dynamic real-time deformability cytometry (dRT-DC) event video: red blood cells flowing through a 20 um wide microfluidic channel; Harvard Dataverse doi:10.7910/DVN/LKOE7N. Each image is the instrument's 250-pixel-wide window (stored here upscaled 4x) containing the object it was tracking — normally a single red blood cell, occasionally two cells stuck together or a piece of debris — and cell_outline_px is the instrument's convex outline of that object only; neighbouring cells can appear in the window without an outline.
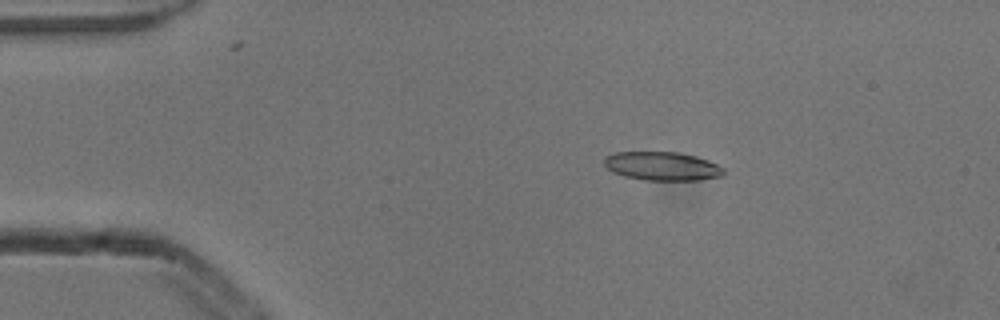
{"species": "common noctule bat (a hibernating species)", "species_latin": "Nyctalus noctula", "temperature_condition": "cold", "stored_images_in_passage": 7, "camera_frame_rate_fps": 3000, "um_per_image_px": 0.085, "animal": {"sex": "male", "body_mass_g": 13.3}, "frame": {"image": 1, "passage_image": 3, "time_ms": 0.667, "image_size_px": [1000, 320], "cell_outline_px": [[724, 176], [696, 180], [644, 180], [624, 176], [612, 172], [604, 164], [604, 156], [616, 152], [676, 152], [696, 156], [708, 160], [724, 168]], "centroid_in_image_um": [56.28, 14.12], "position_along_channel_um": 28.7, "area_um2": 20.0}}
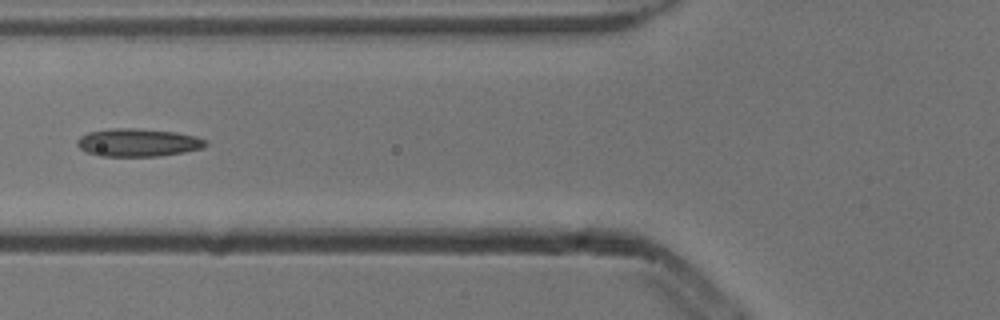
{"frame": {"image": 2, "passage_image": 6, "time_ms": 1.667, "image_size_px": [1000, 320], "cell_outline_px": [[208, 144], [200, 148], [184, 152], [160, 156], [100, 156], [88, 152], [80, 148], [76, 144], [76, 140], [80, 136], [88, 132], [112, 128], [136, 128], [176, 132], [196, 136], [208, 140]], "centroid_in_image_um": [11.73, 12.11], "position_along_channel_um": 114.1, "area_um2": 20.98}}
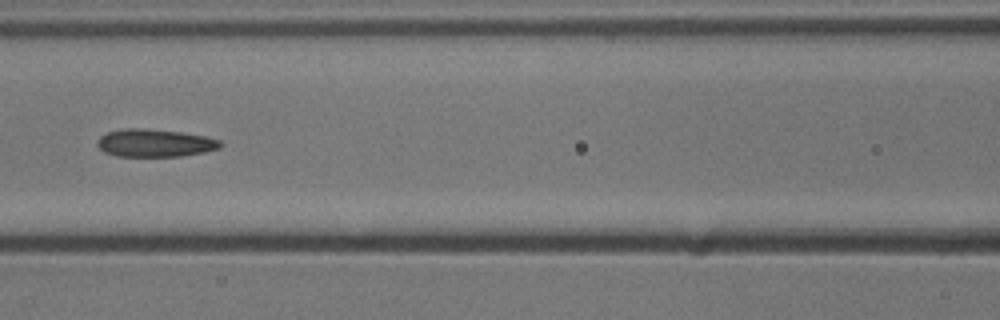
{"frame": {"image": 3, "passage_image": 7, "time_ms": 2.0, "image_size_px": [1000, 320], "cell_outline_px": [[224, 144], [220, 148], [204, 152], [180, 156], [116, 156], [104, 152], [96, 144], [96, 140], [100, 136], [108, 132], [124, 128], [148, 128], [180, 132], [204, 136], [220, 140]], "centroid_in_image_um": [13.15, 12.15], "position_along_channel_um": 153.5, "area_um2": 20.0}}